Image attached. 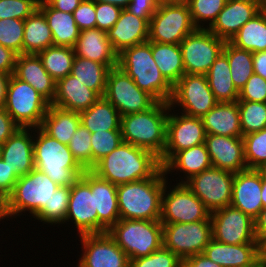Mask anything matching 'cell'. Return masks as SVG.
<instances>
[{"mask_svg": "<svg viewBox=\"0 0 266 267\" xmlns=\"http://www.w3.org/2000/svg\"><path fill=\"white\" fill-rule=\"evenodd\" d=\"M161 167L159 157L153 152L122 141L90 171L101 179L120 185L148 179Z\"/></svg>", "mask_w": 266, "mask_h": 267, "instance_id": "cell-1", "label": "cell"}, {"mask_svg": "<svg viewBox=\"0 0 266 267\" xmlns=\"http://www.w3.org/2000/svg\"><path fill=\"white\" fill-rule=\"evenodd\" d=\"M167 181L161 167L148 179L117 185L120 219L160 220L162 193Z\"/></svg>", "mask_w": 266, "mask_h": 267, "instance_id": "cell-2", "label": "cell"}, {"mask_svg": "<svg viewBox=\"0 0 266 267\" xmlns=\"http://www.w3.org/2000/svg\"><path fill=\"white\" fill-rule=\"evenodd\" d=\"M169 103L156 102L146 111L121 116L123 142L153 152L159 158L166 146Z\"/></svg>", "mask_w": 266, "mask_h": 267, "instance_id": "cell-3", "label": "cell"}, {"mask_svg": "<svg viewBox=\"0 0 266 267\" xmlns=\"http://www.w3.org/2000/svg\"><path fill=\"white\" fill-rule=\"evenodd\" d=\"M118 67L125 71L134 83L157 102L169 103L173 86L165 79L152 55L151 41L128 48L118 54Z\"/></svg>", "mask_w": 266, "mask_h": 267, "instance_id": "cell-4", "label": "cell"}, {"mask_svg": "<svg viewBox=\"0 0 266 267\" xmlns=\"http://www.w3.org/2000/svg\"><path fill=\"white\" fill-rule=\"evenodd\" d=\"M34 164L59 186H71L86 171L74 158L68 145L34 128Z\"/></svg>", "mask_w": 266, "mask_h": 267, "instance_id": "cell-5", "label": "cell"}, {"mask_svg": "<svg viewBox=\"0 0 266 267\" xmlns=\"http://www.w3.org/2000/svg\"><path fill=\"white\" fill-rule=\"evenodd\" d=\"M59 187L44 172L34 168L27 175L19 177L12 193L7 197L8 217L12 221L13 218H23L25 214H29L32 220L49 203Z\"/></svg>", "mask_w": 266, "mask_h": 267, "instance_id": "cell-6", "label": "cell"}, {"mask_svg": "<svg viewBox=\"0 0 266 267\" xmlns=\"http://www.w3.org/2000/svg\"><path fill=\"white\" fill-rule=\"evenodd\" d=\"M107 233L130 260L148 256L163 246L160 220L120 219Z\"/></svg>", "mask_w": 266, "mask_h": 267, "instance_id": "cell-7", "label": "cell"}, {"mask_svg": "<svg viewBox=\"0 0 266 267\" xmlns=\"http://www.w3.org/2000/svg\"><path fill=\"white\" fill-rule=\"evenodd\" d=\"M49 105L30 84L11 75L4 109L21 128L40 127Z\"/></svg>", "mask_w": 266, "mask_h": 267, "instance_id": "cell-8", "label": "cell"}, {"mask_svg": "<svg viewBox=\"0 0 266 267\" xmlns=\"http://www.w3.org/2000/svg\"><path fill=\"white\" fill-rule=\"evenodd\" d=\"M210 213L185 183H172L169 180L165 183L162 193L161 223H192L206 220Z\"/></svg>", "mask_w": 266, "mask_h": 267, "instance_id": "cell-9", "label": "cell"}, {"mask_svg": "<svg viewBox=\"0 0 266 267\" xmlns=\"http://www.w3.org/2000/svg\"><path fill=\"white\" fill-rule=\"evenodd\" d=\"M218 101L208 85L204 74H184L173 86L170 107L184 115L202 117Z\"/></svg>", "mask_w": 266, "mask_h": 267, "instance_id": "cell-10", "label": "cell"}, {"mask_svg": "<svg viewBox=\"0 0 266 267\" xmlns=\"http://www.w3.org/2000/svg\"><path fill=\"white\" fill-rule=\"evenodd\" d=\"M163 246L180 259L203 253L212 239L210 216L192 223H162Z\"/></svg>", "mask_w": 266, "mask_h": 267, "instance_id": "cell-11", "label": "cell"}, {"mask_svg": "<svg viewBox=\"0 0 266 267\" xmlns=\"http://www.w3.org/2000/svg\"><path fill=\"white\" fill-rule=\"evenodd\" d=\"M104 97L116 107L121 116L146 111L157 102L118 66L108 72Z\"/></svg>", "mask_w": 266, "mask_h": 267, "instance_id": "cell-12", "label": "cell"}, {"mask_svg": "<svg viewBox=\"0 0 266 267\" xmlns=\"http://www.w3.org/2000/svg\"><path fill=\"white\" fill-rule=\"evenodd\" d=\"M225 41L208 29L196 28L179 44L185 74H206L222 52Z\"/></svg>", "mask_w": 266, "mask_h": 267, "instance_id": "cell-13", "label": "cell"}, {"mask_svg": "<svg viewBox=\"0 0 266 267\" xmlns=\"http://www.w3.org/2000/svg\"><path fill=\"white\" fill-rule=\"evenodd\" d=\"M195 29L188 4L160 5L149 22L148 41L180 44Z\"/></svg>", "mask_w": 266, "mask_h": 267, "instance_id": "cell-14", "label": "cell"}, {"mask_svg": "<svg viewBox=\"0 0 266 267\" xmlns=\"http://www.w3.org/2000/svg\"><path fill=\"white\" fill-rule=\"evenodd\" d=\"M234 176V173L212 166L192 176L185 184L212 212L230 206Z\"/></svg>", "mask_w": 266, "mask_h": 267, "instance_id": "cell-15", "label": "cell"}, {"mask_svg": "<svg viewBox=\"0 0 266 267\" xmlns=\"http://www.w3.org/2000/svg\"><path fill=\"white\" fill-rule=\"evenodd\" d=\"M206 132L200 117H191L175 112L169 104L166 146L159 158L163 166L176 152L205 142Z\"/></svg>", "mask_w": 266, "mask_h": 267, "instance_id": "cell-16", "label": "cell"}, {"mask_svg": "<svg viewBox=\"0 0 266 267\" xmlns=\"http://www.w3.org/2000/svg\"><path fill=\"white\" fill-rule=\"evenodd\" d=\"M212 238L225 244L259 243L255 235V222L250 216L232 206L210 213Z\"/></svg>", "mask_w": 266, "mask_h": 267, "instance_id": "cell-17", "label": "cell"}, {"mask_svg": "<svg viewBox=\"0 0 266 267\" xmlns=\"http://www.w3.org/2000/svg\"><path fill=\"white\" fill-rule=\"evenodd\" d=\"M77 237L82 246L77 267H130L129 257L107 232Z\"/></svg>", "mask_w": 266, "mask_h": 267, "instance_id": "cell-18", "label": "cell"}, {"mask_svg": "<svg viewBox=\"0 0 266 267\" xmlns=\"http://www.w3.org/2000/svg\"><path fill=\"white\" fill-rule=\"evenodd\" d=\"M67 227L84 234H98V213L95 209L94 194L90 186L79 177L70 186V197L65 218ZM70 225V226H68Z\"/></svg>", "mask_w": 266, "mask_h": 267, "instance_id": "cell-19", "label": "cell"}, {"mask_svg": "<svg viewBox=\"0 0 266 267\" xmlns=\"http://www.w3.org/2000/svg\"><path fill=\"white\" fill-rule=\"evenodd\" d=\"M221 267H265L260 243L225 244L211 239L203 252Z\"/></svg>", "mask_w": 266, "mask_h": 267, "instance_id": "cell-20", "label": "cell"}, {"mask_svg": "<svg viewBox=\"0 0 266 267\" xmlns=\"http://www.w3.org/2000/svg\"><path fill=\"white\" fill-rule=\"evenodd\" d=\"M81 178L94 194L95 209L98 213V234L106 233L120 220L117 185L99 178L90 170H86Z\"/></svg>", "mask_w": 266, "mask_h": 267, "instance_id": "cell-21", "label": "cell"}, {"mask_svg": "<svg viewBox=\"0 0 266 267\" xmlns=\"http://www.w3.org/2000/svg\"><path fill=\"white\" fill-rule=\"evenodd\" d=\"M205 146L213 167L238 173L246 170L243 137L206 134Z\"/></svg>", "mask_w": 266, "mask_h": 267, "instance_id": "cell-22", "label": "cell"}, {"mask_svg": "<svg viewBox=\"0 0 266 267\" xmlns=\"http://www.w3.org/2000/svg\"><path fill=\"white\" fill-rule=\"evenodd\" d=\"M262 176L256 169H246L235 174L230 206L256 219L263 209L261 199Z\"/></svg>", "mask_w": 266, "mask_h": 267, "instance_id": "cell-23", "label": "cell"}, {"mask_svg": "<svg viewBox=\"0 0 266 267\" xmlns=\"http://www.w3.org/2000/svg\"><path fill=\"white\" fill-rule=\"evenodd\" d=\"M34 128H19L0 147V157L18 176L27 175L35 168Z\"/></svg>", "mask_w": 266, "mask_h": 267, "instance_id": "cell-24", "label": "cell"}, {"mask_svg": "<svg viewBox=\"0 0 266 267\" xmlns=\"http://www.w3.org/2000/svg\"><path fill=\"white\" fill-rule=\"evenodd\" d=\"M212 167L211 159L206 149L205 143L176 152L163 166L165 176L175 177L169 179L170 182L185 183L192 176L201 173L205 169ZM176 171V172H175ZM175 172V173H173ZM173 173V174H172ZM170 174V175H169ZM172 174V175H171ZM182 176H181V175ZM181 176V177H180ZM173 180V181H171Z\"/></svg>", "mask_w": 266, "mask_h": 267, "instance_id": "cell-25", "label": "cell"}, {"mask_svg": "<svg viewBox=\"0 0 266 267\" xmlns=\"http://www.w3.org/2000/svg\"><path fill=\"white\" fill-rule=\"evenodd\" d=\"M260 11V3L227 2L208 30L225 42H229L239 29Z\"/></svg>", "mask_w": 266, "mask_h": 267, "instance_id": "cell-26", "label": "cell"}, {"mask_svg": "<svg viewBox=\"0 0 266 267\" xmlns=\"http://www.w3.org/2000/svg\"><path fill=\"white\" fill-rule=\"evenodd\" d=\"M13 75L30 84L50 104L54 100L56 81L46 71L38 54L18 55Z\"/></svg>", "mask_w": 266, "mask_h": 267, "instance_id": "cell-27", "label": "cell"}, {"mask_svg": "<svg viewBox=\"0 0 266 267\" xmlns=\"http://www.w3.org/2000/svg\"><path fill=\"white\" fill-rule=\"evenodd\" d=\"M113 49L119 54L125 48L144 43L149 37V22L122 9L119 19L107 32Z\"/></svg>", "mask_w": 266, "mask_h": 267, "instance_id": "cell-28", "label": "cell"}, {"mask_svg": "<svg viewBox=\"0 0 266 267\" xmlns=\"http://www.w3.org/2000/svg\"><path fill=\"white\" fill-rule=\"evenodd\" d=\"M73 49L75 56L105 64L110 69L118 65V53L113 49L107 32L98 28L80 31Z\"/></svg>", "mask_w": 266, "mask_h": 267, "instance_id": "cell-29", "label": "cell"}, {"mask_svg": "<svg viewBox=\"0 0 266 267\" xmlns=\"http://www.w3.org/2000/svg\"><path fill=\"white\" fill-rule=\"evenodd\" d=\"M101 96L77 80L72 74L56 82V94L51 105L80 113Z\"/></svg>", "mask_w": 266, "mask_h": 267, "instance_id": "cell-30", "label": "cell"}, {"mask_svg": "<svg viewBox=\"0 0 266 267\" xmlns=\"http://www.w3.org/2000/svg\"><path fill=\"white\" fill-rule=\"evenodd\" d=\"M206 134L243 137L238 102H218L201 117Z\"/></svg>", "mask_w": 266, "mask_h": 267, "instance_id": "cell-31", "label": "cell"}, {"mask_svg": "<svg viewBox=\"0 0 266 267\" xmlns=\"http://www.w3.org/2000/svg\"><path fill=\"white\" fill-rule=\"evenodd\" d=\"M38 9L47 20L52 33L53 45L73 48L80 34L73 13L56 10L46 0L39 1Z\"/></svg>", "mask_w": 266, "mask_h": 267, "instance_id": "cell-32", "label": "cell"}, {"mask_svg": "<svg viewBox=\"0 0 266 267\" xmlns=\"http://www.w3.org/2000/svg\"><path fill=\"white\" fill-rule=\"evenodd\" d=\"M80 124L79 113L50 104L40 128L60 143L68 145Z\"/></svg>", "mask_w": 266, "mask_h": 267, "instance_id": "cell-33", "label": "cell"}, {"mask_svg": "<svg viewBox=\"0 0 266 267\" xmlns=\"http://www.w3.org/2000/svg\"><path fill=\"white\" fill-rule=\"evenodd\" d=\"M80 123L91 133L121 130V115L105 97H100L87 110L79 113Z\"/></svg>", "mask_w": 266, "mask_h": 267, "instance_id": "cell-34", "label": "cell"}, {"mask_svg": "<svg viewBox=\"0 0 266 267\" xmlns=\"http://www.w3.org/2000/svg\"><path fill=\"white\" fill-rule=\"evenodd\" d=\"M218 102H236L239 91L233 84L227 56L221 52L205 74Z\"/></svg>", "mask_w": 266, "mask_h": 267, "instance_id": "cell-35", "label": "cell"}, {"mask_svg": "<svg viewBox=\"0 0 266 267\" xmlns=\"http://www.w3.org/2000/svg\"><path fill=\"white\" fill-rule=\"evenodd\" d=\"M50 46H53L51 30L37 8L24 20L23 54H38Z\"/></svg>", "mask_w": 266, "mask_h": 267, "instance_id": "cell-36", "label": "cell"}, {"mask_svg": "<svg viewBox=\"0 0 266 267\" xmlns=\"http://www.w3.org/2000/svg\"><path fill=\"white\" fill-rule=\"evenodd\" d=\"M153 59L165 79L174 86L185 74L179 44L151 42Z\"/></svg>", "mask_w": 266, "mask_h": 267, "instance_id": "cell-37", "label": "cell"}, {"mask_svg": "<svg viewBox=\"0 0 266 267\" xmlns=\"http://www.w3.org/2000/svg\"><path fill=\"white\" fill-rule=\"evenodd\" d=\"M235 47L252 53L266 50V12L260 11L247 21L229 41Z\"/></svg>", "mask_w": 266, "mask_h": 267, "instance_id": "cell-38", "label": "cell"}, {"mask_svg": "<svg viewBox=\"0 0 266 267\" xmlns=\"http://www.w3.org/2000/svg\"><path fill=\"white\" fill-rule=\"evenodd\" d=\"M110 68L87 58L74 57L71 74L82 84L104 97Z\"/></svg>", "mask_w": 266, "mask_h": 267, "instance_id": "cell-39", "label": "cell"}, {"mask_svg": "<svg viewBox=\"0 0 266 267\" xmlns=\"http://www.w3.org/2000/svg\"><path fill=\"white\" fill-rule=\"evenodd\" d=\"M44 68L57 82L71 74L75 52L68 46H50L38 53Z\"/></svg>", "mask_w": 266, "mask_h": 267, "instance_id": "cell-40", "label": "cell"}, {"mask_svg": "<svg viewBox=\"0 0 266 267\" xmlns=\"http://www.w3.org/2000/svg\"><path fill=\"white\" fill-rule=\"evenodd\" d=\"M222 52L228 58L233 84L240 91L254 74L253 53L239 49L230 42H225Z\"/></svg>", "mask_w": 266, "mask_h": 267, "instance_id": "cell-41", "label": "cell"}, {"mask_svg": "<svg viewBox=\"0 0 266 267\" xmlns=\"http://www.w3.org/2000/svg\"><path fill=\"white\" fill-rule=\"evenodd\" d=\"M70 197V186H60L46 204L33 218L42 225L61 227L65 225L68 203ZM50 224V225H49ZM63 224V225H62Z\"/></svg>", "mask_w": 266, "mask_h": 267, "instance_id": "cell-42", "label": "cell"}, {"mask_svg": "<svg viewBox=\"0 0 266 267\" xmlns=\"http://www.w3.org/2000/svg\"><path fill=\"white\" fill-rule=\"evenodd\" d=\"M242 135L260 131L266 127V103L237 101Z\"/></svg>", "mask_w": 266, "mask_h": 267, "instance_id": "cell-43", "label": "cell"}, {"mask_svg": "<svg viewBox=\"0 0 266 267\" xmlns=\"http://www.w3.org/2000/svg\"><path fill=\"white\" fill-rule=\"evenodd\" d=\"M226 3V0H189L188 7L194 26L208 29Z\"/></svg>", "mask_w": 266, "mask_h": 267, "instance_id": "cell-44", "label": "cell"}, {"mask_svg": "<svg viewBox=\"0 0 266 267\" xmlns=\"http://www.w3.org/2000/svg\"><path fill=\"white\" fill-rule=\"evenodd\" d=\"M244 158L248 169H256L266 161V127L243 136Z\"/></svg>", "mask_w": 266, "mask_h": 267, "instance_id": "cell-45", "label": "cell"}, {"mask_svg": "<svg viewBox=\"0 0 266 267\" xmlns=\"http://www.w3.org/2000/svg\"><path fill=\"white\" fill-rule=\"evenodd\" d=\"M24 20L15 18L0 19V44L23 54Z\"/></svg>", "mask_w": 266, "mask_h": 267, "instance_id": "cell-46", "label": "cell"}, {"mask_svg": "<svg viewBox=\"0 0 266 267\" xmlns=\"http://www.w3.org/2000/svg\"><path fill=\"white\" fill-rule=\"evenodd\" d=\"M68 147L74 158L85 170L92 168L91 132L82 124L74 132Z\"/></svg>", "mask_w": 266, "mask_h": 267, "instance_id": "cell-47", "label": "cell"}, {"mask_svg": "<svg viewBox=\"0 0 266 267\" xmlns=\"http://www.w3.org/2000/svg\"><path fill=\"white\" fill-rule=\"evenodd\" d=\"M121 130L91 133L92 167L122 142Z\"/></svg>", "mask_w": 266, "mask_h": 267, "instance_id": "cell-48", "label": "cell"}, {"mask_svg": "<svg viewBox=\"0 0 266 267\" xmlns=\"http://www.w3.org/2000/svg\"><path fill=\"white\" fill-rule=\"evenodd\" d=\"M130 267H181V259L162 246L148 256L130 260Z\"/></svg>", "mask_w": 266, "mask_h": 267, "instance_id": "cell-49", "label": "cell"}, {"mask_svg": "<svg viewBox=\"0 0 266 267\" xmlns=\"http://www.w3.org/2000/svg\"><path fill=\"white\" fill-rule=\"evenodd\" d=\"M38 0H0V19L25 20L38 8Z\"/></svg>", "mask_w": 266, "mask_h": 267, "instance_id": "cell-50", "label": "cell"}, {"mask_svg": "<svg viewBox=\"0 0 266 267\" xmlns=\"http://www.w3.org/2000/svg\"><path fill=\"white\" fill-rule=\"evenodd\" d=\"M237 101H252L266 103V79L253 74L245 86L239 91Z\"/></svg>", "mask_w": 266, "mask_h": 267, "instance_id": "cell-51", "label": "cell"}, {"mask_svg": "<svg viewBox=\"0 0 266 267\" xmlns=\"http://www.w3.org/2000/svg\"><path fill=\"white\" fill-rule=\"evenodd\" d=\"M122 8L114 4L95 2L96 28L108 32L119 19Z\"/></svg>", "mask_w": 266, "mask_h": 267, "instance_id": "cell-52", "label": "cell"}, {"mask_svg": "<svg viewBox=\"0 0 266 267\" xmlns=\"http://www.w3.org/2000/svg\"><path fill=\"white\" fill-rule=\"evenodd\" d=\"M73 17L80 31L96 28L95 1L82 0L73 11Z\"/></svg>", "mask_w": 266, "mask_h": 267, "instance_id": "cell-53", "label": "cell"}, {"mask_svg": "<svg viewBox=\"0 0 266 267\" xmlns=\"http://www.w3.org/2000/svg\"><path fill=\"white\" fill-rule=\"evenodd\" d=\"M159 6L158 0H131L126 9L136 17L150 22Z\"/></svg>", "mask_w": 266, "mask_h": 267, "instance_id": "cell-54", "label": "cell"}, {"mask_svg": "<svg viewBox=\"0 0 266 267\" xmlns=\"http://www.w3.org/2000/svg\"><path fill=\"white\" fill-rule=\"evenodd\" d=\"M19 177L0 157V193L6 198L12 193Z\"/></svg>", "mask_w": 266, "mask_h": 267, "instance_id": "cell-55", "label": "cell"}, {"mask_svg": "<svg viewBox=\"0 0 266 267\" xmlns=\"http://www.w3.org/2000/svg\"><path fill=\"white\" fill-rule=\"evenodd\" d=\"M19 128L20 126L6 112L4 107L0 108V147Z\"/></svg>", "mask_w": 266, "mask_h": 267, "instance_id": "cell-56", "label": "cell"}, {"mask_svg": "<svg viewBox=\"0 0 266 267\" xmlns=\"http://www.w3.org/2000/svg\"><path fill=\"white\" fill-rule=\"evenodd\" d=\"M18 54L0 44V72L13 74Z\"/></svg>", "mask_w": 266, "mask_h": 267, "instance_id": "cell-57", "label": "cell"}, {"mask_svg": "<svg viewBox=\"0 0 266 267\" xmlns=\"http://www.w3.org/2000/svg\"><path fill=\"white\" fill-rule=\"evenodd\" d=\"M181 267H221L211 261L205 254L200 253L181 259Z\"/></svg>", "mask_w": 266, "mask_h": 267, "instance_id": "cell-58", "label": "cell"}, {"mask_svg": "<svg viewBox=\"0 0 266 267\" xmlns=\"http://www.w3.org/2000/svg\"><path fill=\"white\" fill-rule=\"evenodd\" d=\"M255 222V235L258 242L264 247L266 245V208H263Z\"/></svg>", "mask_w": 266, "mask_h": 267, "instance_id": "cell-59", "label": "cell"}, {"mask_svg": "<svg viewBox=\"0 0 266 267\" xmlns=\"http://www.w3.org/2000/svg\"><path fill=\"white\" fill-rule=\"evenodd\" d=\"M54 9L73 13L82 0H46Z\"/></svg>", "mask_w": 266, "mask_h": 267, "instance_id": "cell-60", "label": "cell"}, {"mask_svg": "<svg viewBox=\"0 0 266 267\" xmlns=\"http://www.w3.org/2000/svg\"><path fill=\"white\" fill-rule=\"evenodd\" d=\"M254 73L266 79V50L253 53Z\"/></svg>", "mask_w": 266, "mask_h": 267, "instance_id": "cell-61", "label": "cell"}, {"mask_svg": "<svg viewBox=\"0 0 266 267\" xmlns=\"http://www.w3.org/2000/svg\"><path fill=\"white\" fill-rule=\"evenodd\" d=\"M12 74L0 72V108L5 106L7 87Z\"/></svg>", "mask_w": 266, "mask_h": 267, "instance_id": "cell-62", "label": "cell"}, {"mask_svg": "<svg viewBox=\"0 0 266 267\" xmlns=\"http://www.w3.org/2000/svg\"><path fill=\"white\" fill-rule=\"evenodd\" d=\"M4 220L10 221L7 214V198L0 193V222L4 223Z\"/></svg>", "mask_w": 266, "mask_h": 267, "instance_id": "cell-63", "label": "cell"}, {"mask_svg": "<svg viewBox=\"0 0 266 267\" xmlns=\"http://www.w3.org/2000/svg\"><path fill=\"white\" fill-rule=\"evenodd\" d=\"M95 2L114 4L122 9H126L131 0H94Z\"/></svg>", "mask_w": 266, "mask_h": 267, "instance_id": "cell-64", "label": "cell"}, {"mask_svg": "<svg viewBox=\"0 0 266 267\" xmlns=\"http://www.w3.org/2000/svg\"><path fill=\"white\" fill-rule=\"evenodd\" d=\"M160 5H184L188 4L189 0H158Z\"/></svg>", "mask_w": 266, "mask_h": 267, "instance_id": "cell-65", "label": "cell"}, {"mask_svg": "<svg viewBox=\"0 0 266 267\" xmlns=\"http://www.w3.org/2000/svg\"><path fill=\"white\" fill-rule=\"evenodd\" d=\"M261 199L263 203V208H266V178L262 177V192Z\"/></svg>", "mask_w": 266, "mask_h": 267, "instance_id": "cell-66", "label": "cell"}, {"mask_svg": "<svg viewBox=\"0 0 266 267\" xmlns=\"http://www.w3.org/2000/svg\"><path fill=\"white\" fill-rule=\"evenodd\" d=\"M256 170L260 173L262 177L266 178V161L259 165Z\"/></svg>", "mask_w": 266, "mask_h": 267, "instance_id": "cell-67", "label": "cell"}, {"mask_svg": "<svg viewBox=\"0 0 266 267\" xmlns=\"http://www.w3.org/2000/svg\"><path fill=\"white\" fill-rule=\"evenodd\" d=\"M227 2L231 1H241V2H247V3H260V0H226Z\"/></svg>", "mask_w": 266, "mask_h": 267, "instance_id": "cell-68", "label": "cell"}, {"mask_svg": "<svg viewBox=\"0 0 266 267\" xmlns=\"http://www.w3.org/2000/svg\"><path fill=\"white\" fill-rule=\"evenodd\" d=\"M260 10L266 12V0H260Z\"/></svg>", "mask_w": 266, "mask_h": 267, "instance_id": "cell-69", "label": "cell"}, {"mask_svg": "<svg viewBox=\"0 0 266 267\" xmlns=\"http://www.w3.org/2000/svg\"><path fill=\"white\" fill-rule=\"evenodd\" d=\"M264 261H266V245L264 246Z\"/></svg>", "mask_w": 266, "mask_h": 267, "instance_id": "cell-70", "label": "cell"}]
</instances>
